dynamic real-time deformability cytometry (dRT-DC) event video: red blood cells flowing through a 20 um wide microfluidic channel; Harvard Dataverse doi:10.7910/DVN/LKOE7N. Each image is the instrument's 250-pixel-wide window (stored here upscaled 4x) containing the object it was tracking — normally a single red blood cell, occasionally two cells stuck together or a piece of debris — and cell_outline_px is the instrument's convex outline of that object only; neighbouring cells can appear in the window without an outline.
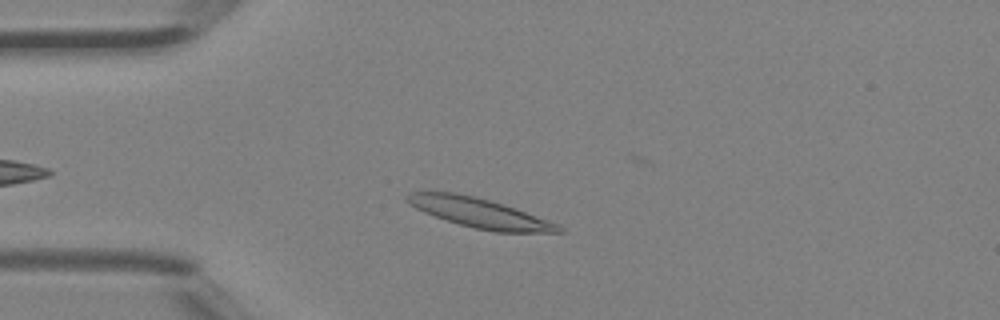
{"species": "Egyptian fruit bat (a non-hibernating species)", "species_latin": "Rousettus aegyptiacus", "temperature_condition": "room temperature", "stored_images_in_passage": 36, "camera_frame_rate_fps": 3000, "um_per_image_px": 0.085, "animal": {"sex": "female"}, "frame": {"image": 1, "passage_image": 6, "time_ms": 1.667, "image_size_px": [1000, 320], "cell_outline_px": [[564, 232], [496, 232], [476, 228], [460, 224], [424, 212], [408, 204], [404, 200], [404, 196], [408, 192], [456, 192], [476, 196], [516, 208], [560, 224], [564, 228]], "centroid_in_image_um": [40.77, 18.08], "position_along_channel_um": 44.2, "area_um2": 26.13}}
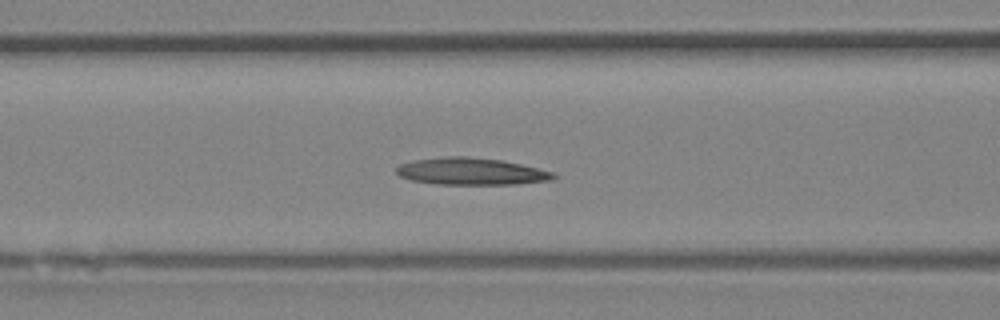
{"frame": {"image": 2, "passage_image": 13, "time_ms": 4.0, "image_size_px": [1000, 320], "cell_outline_px": [[556, 176], [552, 180], [516, 184], [436, 184], [412, 180], [400, 176], [396, 172], [396, 168], [400, 164], [412, 160], [448, 156], [468, 156], [500, 160], [520, 164], [552, 172]], "centroid_in_image_um": [40.01, 14.56], "position_along_channel_um": 126.6, "area_um2": 24.57}}
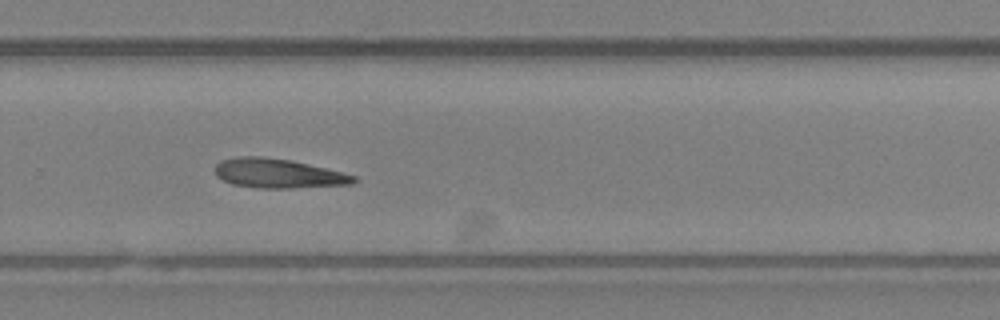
{"frame": {"image": 3, "passage_image": 25, "time_ms": 8.0, "image_size_px": [1000, 320], "cell_outline_px": [[356, 180], [352, 184], [292, 188], [256, 188], [232, 184], [216, 176], [216, 164], [220, 160], [236, 156], [256, 156], [288, 160], [308, 164], [356, 176]], "centroid_in_image_um": [23.59, 14.74], "position_along_channel_um": 306.2, "area_um2": 23.47}, "authors_computed_cell_mechanics": {"area_um2": 23.9003, "velocity_mm_per_s": 4.4833, "shape_relaxation_time_tau1_ms": null, "shape_relaxation_time_tau2_ms": 3.4597, "deformation_change_tau1": null, "deformation_change_tau2": 0.1013}}